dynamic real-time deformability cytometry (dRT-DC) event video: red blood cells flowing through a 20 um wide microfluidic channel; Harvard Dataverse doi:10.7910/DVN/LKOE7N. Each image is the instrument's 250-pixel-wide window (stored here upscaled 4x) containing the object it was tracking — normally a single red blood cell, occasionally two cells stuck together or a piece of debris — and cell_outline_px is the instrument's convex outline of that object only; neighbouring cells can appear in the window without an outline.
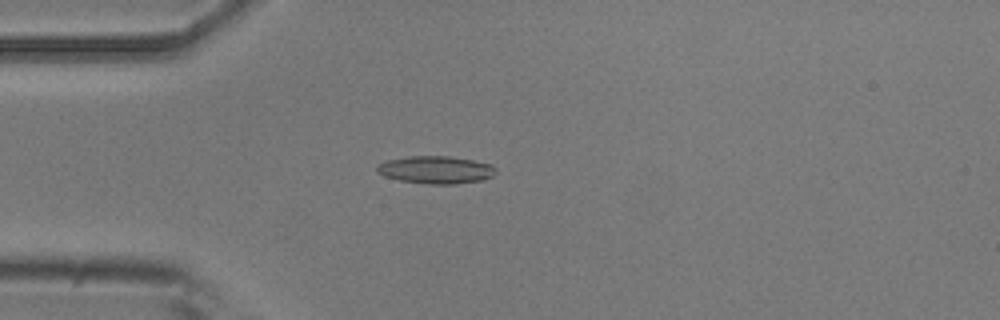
{"species": "common noctule bat (a hibernating species)", "species_latin": "Nyctalus noctula", "temperature_condition": "room temperature", "stored_images_in_passage": 4, "camera_frame_rate_fps": 3000, "um_per_image_px": 0.085, "animal": {"sex": "male", "body_mass_g": 20.5, "forearm_length_mm": 52.5}, "frame": {"image": 1, "passage_image": 4, "time_ms": 3.333, "image_size_px": [1000, 320], "cell_outline_px": [[496, 172], [492, 176], [484, 180], [456, 184], [428, 184], [400, 180], [384, 176], [376, 172], [376, 168], [380, 164], [388, 160], [408, 156], [448, 156], [472, 160], [492, 164], [496, 168]], "centroid_in_image_um": [37.08, 14.44], "position_along_channel_um": 47.9, "area_um2": 19.13}}